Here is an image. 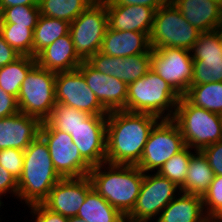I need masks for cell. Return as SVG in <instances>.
I'll return each instance as SVG.
<instances>
[{"label":"cell","mask_w":222,"mask_h":222,"mask_svg":"<svg viewBox=\"0 0 222 222\" xmlns=\"http://www.w3.org/2000/svg\"><path fill=\"white\" fill-rule=\"evenodd\" d=\"M211 1H214V2H216V3L220 4V5H222V0H211Z\"/></svg>","instance_id":"48"},{"label":"cell","mask_w":222,"mask_h":222,"mask_svg":"<svg viewBox=\"0 0 222 222\" xmlns=\"http://www.w3.org/2000/svg\"><path fill=\"white\" fill-rule=\"evenodd\" d=\"M89 176L61 178L49 192L42 204L50 211L65 217L77 216L86 194L92 189Z\"/></svg>","instance_id":"16"},{"label":"cell","mask_w":222,"mask_h":222,"mask_svg":"<svg viewBox=\"0 0 222 222\" xmlns=\"http://www.w3.org/2000/svg\"><path fill=\"white\" fill-rule=\"evenodd\" d=\"M77 217L86 222H125V216L92 188L80 206Z\"/></svg>","instance_id":"26"},{"label":"cell","mask_w":222,"mask_h":222,"mask_svg":"<svg viewBox=\"0 0 222 222\" xmlns=\"http://www.w3.org/2000/svg\"><path fill=\"white\" fill-rule=\"evenodd\" d=\"M17 112H19L17 98L0 87V118L14 115Z\"/></svg>","instance_id":"39"},{"label":"cell","mask_w":222,"mask_h":222,"mask_svg":"<svg viewBox=\"0 0 222 222\" xmlns=\"http://www.w3.org/2000/svg\"><path fill=\"white\" fill-rule=\"evenodd\" d=\"M30 213L35 216V222H68V217L50 211L42 203L28 205Z\"/></svg>","instance_id":"38"},{"label":"cell","mask_w":222,"mask_h":222,"mask_svg":"<svg viewBox=\"0 0 222 222\" xmlns=\"http://www.w3.org/2000/svg\"><path fill=\"white\" fill-rule=\"evenodd\" d=\"M70 135L91 167L106 162L107 115H89Z\"/></svg>","instance_id":"15"},{"label":"cell","mask_w":222,"mask_h":222,"mask_svg":"<svg viewBox=\"0 0 222 222\" xmlns=\"http://www.w3.org/2000/svg\"><path fill=\"white\" fill-rule=\"evenodd\" d=\"M183 97L196 107L222 115V82L191 85Z\"/></svg>","instance_id":"27"},{"label":"cell","mask_w":222,"mask_h":222,"mask_svg":"<svg viewBox=\"0 0 222 222\" xmlns=\"http://www.w3.org/2000/svg\"><path fill=\"white\" fill-rule=\"evenodd\" d=\"M201 33L170 2L155 11L149 40L152 49L175 47L190 50Z\"/></svg>","instance_id":"6"},{"label":"cell","mask_w":222,"mask_h":222,"mask_svg":"<svg viewBox=\"0 0 222 222\" xmlns=\"http://www.w3.org/2000/svg\"><path fill=\"white\" fill-rule=\"evenodd\" d=\"M24 164V151L8 148L0 150V166L17 180L21 177Z\"/></svg>","instance_id":"36"},{"label":"cell","mask_w":222,"mask_h":222,"mask_svg":"<svg viewBox=\"0 0 222 222\" xmlns=\"http://www.w3.org/2000/svg\"><path fill=\"white\" fill-rule=\"evenodd\" d=\"M185 147L178 125L172 119H161L151 130L136 166L144 173L158 171L166 161Z\"/></svg>","instance_id":"9"},{"label":"cell","mask_w":222,"mask_h":222,"mask_svg":"<svg viewBox=\"0 0 222 222\" xmlns=\"http://www.w3.org/2000/svg\"><path fill=\"white\" fill-rule=\"evenodd\" d=\"M77 69L83 74L87 86L108 112L123 110L126 107L128 94L126 83L97 71L87 61H83Z\"/></svg>","instance_id":"18"},{"label":"cell","mask_w":222,"mask_h":222,"mask_svg":"<svg viewBox=\"0 0 222 222\" xmlns=\"http://www.w3.org/2000/svg\"><path fill=\"white\" fill-rule=\"evenodd\" d=\"M150 222V220H133V219H128V218H125V222ZM155 222H158V221H155Z\"/></svg>","instance_id":"47"},{"label":"cell","mask_w":222,"mask_h":222,"mask_svg":"<svg viewBox=\"0 0 222 222\" xmlns=\"http://www.w3.org/2000/svg\"><path fill=\"white\" fill-rule=\"evenodd\" d=\"M206 217L222 215V176L214 175L208 190L202 196Z\"/></svg>","instance_id":"35"},{"label":"cell","mask_w":222,"mask_h":222,"mask_svg":"<svg viewBox=\"0 0 222 222\" xmlns=\"http://www.w3.org/2000/svg\"><path fill=\"white\" fill-rule=\"evenodd\" d=\"M190 52L194 69L191 85L222 82V49L216 29L201 33Z\"/></svg>","instance_id":"14"},{"label":"cell","mask_w":222,"mask_h":222,"mask_svg":"<svg viewBox=\"0 0 222 222\" xmlns=\"http://www.w3.org/2000/svg\"><path fill=\"white\" fill-rule=\"evenodd\" d=\"M108 17L105 0H95L73 22L69 33L78 56L87 61L100 51Z\"/></svg>","instance_id":"8"},{"label":"cell","mask_w":222,"mask_h":222,"mask_svg":"<svg viewBox=\"0 0 222 222\" xmlns=\"http://www.w3.org/2000/svg\"><path fill=\"white\" fill-rule=\"evenodd\" d=\"M149 35L141 32L119 31L109 27L105 32L100 52L113 57H127L148 52Z\"/></svg>","instance_id":"23"},{"label":"cell","mask_w":222,"mask_h":222,"mask_svg":"<svg viewBox=\"0 0 222 222\" xmlns=\"http://www.w3.org/2000/svg\"><path fill=\"white\" fill-rule=\"evenodd\" d=\"M39 135L46 142L56 172L62 178H79L89 174L92 167L82 158L70 134L47 128L41 123Z\"/></svg>","instance_id":"10"},{"label":"cell","mask_w":222,"mask_h":222,"mask_svg":"<svg viewBox=\"0 0 222 222\" xmlns=\"http://www.w3.org/2000/svg\"><path fill=\"white\" fill-rule=\"evenodd\" d=\"M6 193L13 194L17 198L18 180L0 166V199Z\"/></svg>","instance_id":"40"},{"label":"cell","mask_w":222,"mask_h":222,"mask_svg":"<svg viewBox=\"0 0 222 222\" xmlns=\"http://www.w3.org/2000/svg\"><path fill=\"white\" fill-rule=\"evenodd\" d=\"M20 56L21 55L4 40L0 33V68L14 62Z\"/></svg>","instance_id":"42"},{"label":"cell","mask_w":222,"mask_h":222,"mask_svg":"<svg viewBox=\"0 0 222 222\" xmlns=\"http://www.w3.org/2000/svg\"><path fill=\"white\" fill-rule=\"evenodd\" d=\"M40 0H0V10L16 5H39Z\"/></svg>","instance_id":"43"},{"label":"cell","mask_w":222,"mask_h":222,"mask_svg":"<svg viewBox=\"0 0 222 222\" xmlns=\"http://www.w3.org/2000/svg\"><path fill=\"white\" fill-rule=\"evenodd\" d=\"M40 16L39 5H16L1 10V23H13L34 28Z\"/></svg>","instance_id":"34"},{"label":"cell","mask_w":222,"mask_h":222,"mask_svg":"<svg viewBox=\"0 0 222 222\" xmlns=\"http://www.w3.org/2000/svg\"><path fill=\"white\" fill-rule=\"evenodd\" d=\"M180 98L166 81L150 69L142 78L128 85L126 107L123 110L172 119Z\"/></svg>","instance_id":"4"},{"label":"cell","mask_w":222,"mask_h":222,"mask_svg":"<svg viewBox=\"0 0 222 222\" xmlns=\"http://www.w3.org/2000/svg\"><path fill=\"white\" fill-rule=\"evenodd\" d=\"M152 48L143 54L113 57L102 52L92 55L87 62L97 71L114 76L127 85L142 78L151 69Z\"/></svg>","instance_id":"17"},{"label":"cell","mask_w":222,"mask_h":222,"mask_svg":"<svg viewBox=\"0 0 222 222\" xmlns=\"http://www.w3.org/2000/svg\"><path fill=\"white\" fill-rule=\"evenodd\" d=\"M106 5H143L155 11L171 2V0H105Z\"/></svg>","instance_id":"41"},{"label":"cell","mask_w":222,"mask_h":222,"mask_svg":"<svg viewBox=\"0 0 222 222\" xmlns=\"http://www.w3.org/2000/svg\"><path fill=\"white\" fill-rule=\"evenodd\" d=\"M191 25L211 32L222 25V5L211 0H171Z\"/></svg>","instance_id":"21"},{"label":"cell","mask_w":222,"mask_h":222,"mask_svg":"<svg viewBox=\"0 0 222 222\" xmlns=\"http://www.w3.org/2000/svg\"><path fill=\"white\" fill-rule=\"evenodd\" d=\"M213 170L201 151L191 156L184 184L180 192L203 196L213 181Z\"/></svg>","instance_id":"25"},{"label":"cell","mask_w":222,"mask_h":222,"mask_svg":"<svg viewBox=\"0 0 222 222\" xmlns=\"http://www.w3.org/2000/svg\"><path fill=\"white\" fill-rule=\"evenodd\" d=\"M61 178L53 165L46 142L38 135L24 150L17 199L24 201L27 206L42 203Z\"/></svg>","instance_id":"3"},{"label":"cell","mask_w":222,"mask_h":222,"mask_svg":"<svg viewBox=\"0 0 222 222\" xmlns=\"http://www.w3.org/2000/svg\"><path fill=\"white\" fill-rule=\"evenodd\" d=\"M190 50L175 47L152 49L151 69L180 96L191 86L193 58Z\"/></svg>","instance_id":"11"},{"label":"cell","mask_w":222,"mask_h":222,"mask_svg":"<svg viewBox=\"0 0 222 222\" xmlns=\"http://www.w3.org/2000/svg\"><path fill=\"white\" fill-rule=\"evenodd\" d=\"M56 72L36 64L21 84L17 102L19 111L45 121L56 105Z\"/></svg>","instance_id":"7"},{"label":"cell","mask_w":222,"mask_h":222,"mask_svg":"<svg viewBox=\"0 0 222 222\" xmlns=\"http://www.w3.org/2000/svg\"><path fill=\"white\" fill-rule=\"evenodd\" d=\"M35 58L43 69L56 73L76 70L83 62L75 51L70 33L59 37Z\"/></svg>","instance_id":"22"},{"label":"cell","mask_w":222,"mask_h":222,"mask_svg":"<svg viewBox=\"0 0 222 222\" xmlns=\"http://www.w3.org/2000/svg\"><path fill=\"white\" fill-rule=\"evenodd\" d=\"M172 120L178 125L186 146L201 151L222 139L221 115L190 104L183 96Z\"/></svg>","instance_id":"5"},{"label":"cell","mask_w":222,"mask_h":222,"mask_svg":"<svg viewBox=\"0 0 222 222\" xmlns=\"http://www.w3.org/2000/svg\"><path fill=\"white\" fill-rule=\"evenodd\" d=\"M88 116L89 114L74 107L56 103L50 116L42 123L47 128H56L57 130L71 134Z\"/></svg>","instance_id":"31"},{"label":"cell","mask_w":222,"mask_h":222,"mask_svg":"<svg viewBox=\"0 0 222 222\" xmlns=\"http://www.w3.org/2000/svg\"><path fill=\"white\" fill-rule=\"evenodd\" d=\"M2 204H3V202L1 201V199H0V207L2 206ZM1 221V220H0Z\"/></svg>","instance_id":"49"},{"label":"cell","mask_w":222,"mask_h":222,"mask_svg":"<svg viewBox=\"0 0 222 222\" xmlns=\"http://www.w3.org/2000/svg\"><path fill=\"white\" fill-rule=\"evenodd\" d=\"M41 123L38 118L20 111L0 118V150L15 148L24 151L39 135Z\"/></svg>","instance_id":"19"},{"label":"cell","mask_w":222,"mask_h":222,"mask_svg":"<svg viewBox=\"0 0 222 222\" xmlns=\"http://www.w3.org/2000/svg\"><path fill=\"white\" fill-rule=\"evenodd\" d=\"M216 35L218 37V40H219V44H220V47L222 49V25H220L217 29H216Z\"/></svg>","instance_id":"45"},{"label":"cell","mask_w":222,"mask_h":222,"mask_svg":"<svg viewBox=\"0 0 222 222\" xmlns=\"http://www.w3.org/2000/svg\"><path fill=\"white\" fill-rule=\"evenodd\" d=\"M37 64L36 58L21 55L14 62L0 68V87L17 98L28 72Z\"/></svg>","instance_id":"28"},{"label":"cell","mask_w":222,"mask_h":222,"mask_svg":"<svg viewBox=\"0 0 222 222\" xmlns=\"http://www.w3.org/2000/svg\"><path fill=\"white\" fill-rule=\"evenodd\" d=\"M95 0H40V15L73 22Z\"/></svg>","instance_id":"30"},{"label":"cell","mask_w":222,"mask_h":222,"mask_svg":"<svg viewBox=\"0 0 222 222\" xmlns=\"http://www.w3.org/2000/svg\"><path fill=\"white\" fill-rule=\"evenodd\" d=\"M68 222H86V221L82 220L81 218H78L77 216H74V217H69Z\"/></svg>","instance_id":"46"},{"label":"cell","mask_w":222,"mask_h":222,"mask_svg":"<svg viewBox=\"0 0 222 222\" xmlns=\"http://www.w3.org/2000/svg\"><path fill=\"white\" fill-rule=\"evenodd\" d=\"M214 175L222 176V139L201 150Z\"/></svg>","instance_id":"37"},{"label":"cell","mask_w":222,"mask_h":222,"mask_svg":"<svg viewBox=\"0 0 222 222\" xmlns=\"http://www.w3.org/2000/svg\"><path fill=\"white\" fill-rule=\"evenodd\" d=\"M56 103L74 107L89 115H108L94 92L87 86L78 70L57 72L55 79Z\"/></svg>","instance_id":"13"},{"label":"cell","mask_w":222,"mask_h":222,"mask_svg":"<svg viewBox=\"0 0 222 222\" xmlns=\"http://www.w3.org/2000/svg\"><path fill=\"white\" fill-rule=\"evenodd\" d=\"M160 120L149 113L110 111L107 115L106 162L137 165L151 130Z\"/></svg>","instance_id":"1"},{"label":"cell","mask_w":222,"mask_h":222,"mask_svg":"<svg viewBox=\"0 0 222 222\" xmlns=\"http://www.w3.org/2000/svg\"><path fill=\"white\" fill-rule=\"evenodd\" d=\"M0 33L20 55L33 56L34 31L31 28L13 25V23H1Z\"/></svg>","instance_id":"32"},{"label":"cell","mask_w":222,"mask_h":222,"mask_svg":"<svg viewBox=\"0 0 222 222\" xmlns=\"http://www.w3.org/2000/svg\"><path fill=\"white\" fill-rule=\"evenodd\" d=\"M206 222H222V215H211L206 217Z\"/></svg>","instance_id":"44"},{"label":"cell","mask_w":222,"mask_h":222,"mask_svg":"<svg viewBox=\"0 0 222 222\" xmlns=\"http://www.w3.org/2000/svg\"><path fill=\"white\" fill-rule=\"evenodd\" d=\"M158 222H206L202 196L179 192L159 214Z\"/></svg>","instance_id":"24"},{"label":"cell","mask_w":222,"mask_h":222,"mask_svg":"<svg viewBox=\"0 0 222 222\" xmlns=\"http://www.w3.org/2000/svg\"><path fill=\"white\" fill-rule=\"evenodd\" d=\"M88 176L92 187L125 217L132 211L144 178L136 165L105 162L92 167Z\"/></svg>","instance_id":"2"},{"label":"cell","mask_w":222,"mask_h":222,"mask_svg":"<svg viewBox=\"0 0 222 222\" xmlns=\"http://www.w3.org/2000/svg\"><path fill=\"white\" fill-rule=\"evenodd\" d=\"M191 150L193 149L186 146L183 150L173 155L168 161H166L157 171V173L168 178L180 188L184 184L188 165L191 156L194 153L191 152Z\"/></svg>","instance_id":"33"},{"label":"cell","mask_w":222,"mask_h":222,"mask_svg":"<svg viewBox=\"0 0 222 222\" xmlns=\"http://www.w3.org/2000/svg\"><path fill=\"white\" fill-rule=\"evenodd\" d=\"M178 190L180 188L174 182L157 172L152 175L149 172L148 174L144 173L143 183L135 206L126 218L155 220L162 210L177 197L176 194L180 192Z\"/></svg>","instance_id":"12"},{"label":"cell","mask_w":222,"mask_h":222,"mask_svg":"<svg viewBox=\"0 0 222 222\" xmlns=\"http://www.w3.org/2000/svg\"><path fill=\"white\" fill-rule=\"evenodd\" d=\"M70 23L57 18L40 15L34 28L33 57L52 44L59 37L69 33Z\"/></svg>","instance_id":"29"},{"label":"cell","mask_w":222,"mask_h":222,"mask_svg":"<svg viewBox=\"0 0 222 222\" xmlns=\"http://www.w3.org/2000/svg\"><path fill=\"white\" fill-rule=\"evenodd\" d=\"M108 27L150 35L155 10L143 5H106Z\"/></svg>","instance_id":"20"}]
</instances>
